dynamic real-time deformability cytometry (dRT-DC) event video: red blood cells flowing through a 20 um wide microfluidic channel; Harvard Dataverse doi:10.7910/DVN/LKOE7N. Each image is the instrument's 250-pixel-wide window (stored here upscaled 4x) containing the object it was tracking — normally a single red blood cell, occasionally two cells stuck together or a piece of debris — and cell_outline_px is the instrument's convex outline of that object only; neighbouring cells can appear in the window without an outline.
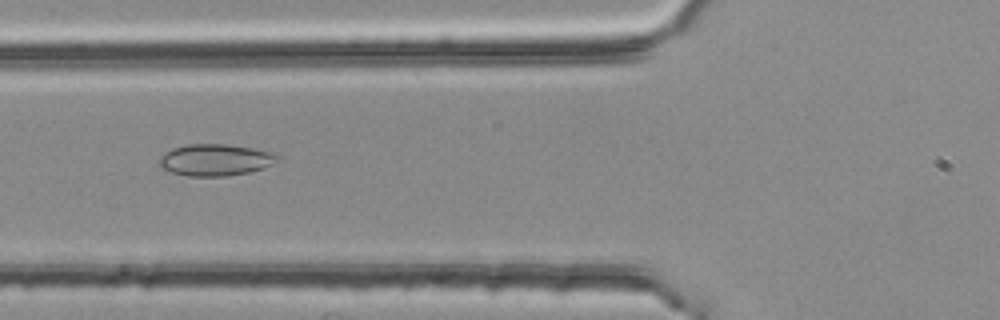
{"species": "common noctule bat (a hibernating species)", "species_latin": "Nyctalus noctula", "temperature_condition": "room temperature", "stored_images_in_passage": 6, "camera_frame_rate_fps": 3000, "um_per_image_px": 0.085, "animal": {"sex": "female", "body_mass_g": 25.1}, "frame": {"image": 1, "passage_image": 5, "time_ms": 1.333, "image_size_px": [1000, 320], "cell_outline_px": [[280, 156], [272, 164], [248, 172], [228, 176], [188, 176], [172, 172], [160, 168], [160, 156], [164, 152], [172, 148], [188, 144], [224, 144], [252, 148], [272, 152]], "centroid_in_image_um": [18.26, 13.59], "position_along_channel_um": 107.5, "area_um2": 21.68}}
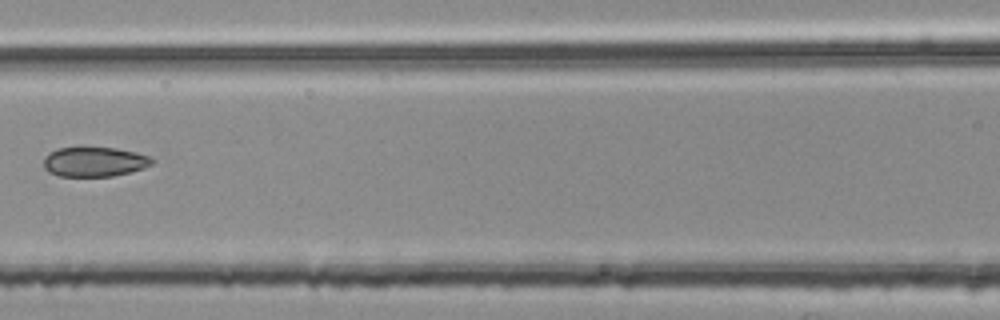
{"frame": {"image": 2, "passage_image": 6, "time_ms": 1.667, "image_size_px": [1000, 320], "cell_outline_px": [[152, 164], [144, 168], [112, 176], [60, 176], [48, 172], [44, 168], [44, 160], [52, 152], [60, 148], [116, 148], [136, 152], [152, 156]], "centroid_in_image_um": [8.06, 13.76], "position_along_channel_um": 158.5, "area_um2": 18.44}}